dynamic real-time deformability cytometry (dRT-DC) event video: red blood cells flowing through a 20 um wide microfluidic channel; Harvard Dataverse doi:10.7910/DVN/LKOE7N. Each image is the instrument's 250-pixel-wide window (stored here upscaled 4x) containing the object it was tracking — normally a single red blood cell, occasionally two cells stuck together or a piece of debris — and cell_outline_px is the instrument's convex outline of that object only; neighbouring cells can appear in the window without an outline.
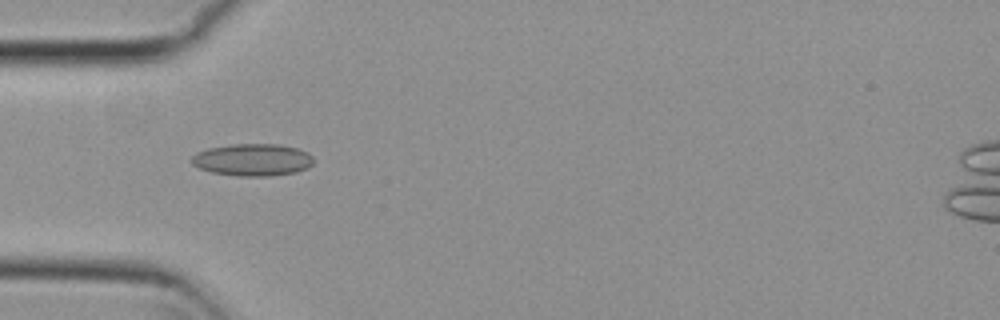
{"species": "common noctule bat (a hibernating species)", "species_latin": "Nyctalus noctula", "temperature_condition": "cold", "stored_images_in_passage": 38, "camera_frame_rate_fps": 3000, "um_per_image_px": 0.085, "animal": {"sex": "female", "body_mass_g": 29.2, "forearm_length_mm": 56.3}, "frame": {"image": 1, "passage_image": 1, "time_ms": 0.0, "image_size_px": [1000, 320], "cell_outline_px": [[312, 164], [308, 168], [296, 172], [268, 176], [236, 176], [212, 172], [200, 168], [192, 164], [192, 156], [196, 152], [208, 148], [232, 144], [280, 144], [296, 148], [308, 152], [312, 156]], "centroid_in_image_um": [21.47, 13.58], "position_along_channel_um": 63.5, "area_um2": 22.89}}
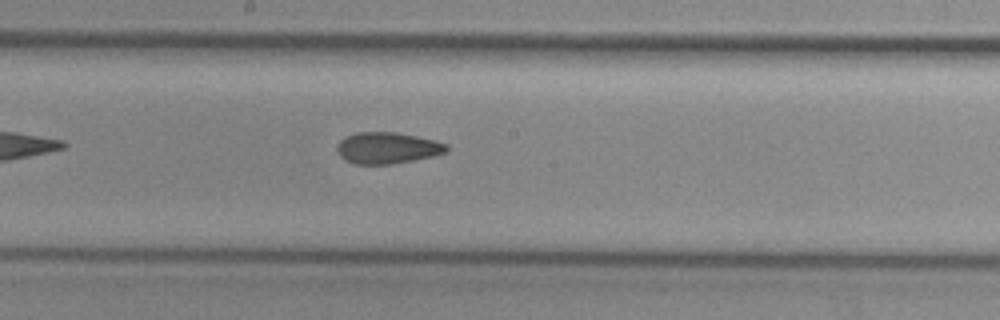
{"frame": {"image": 2, "passage_image": 13, "time_ms": 4.0, "image_size_px": [1000, 320], "cell_outline_px": [[448, 152], [432, 156], [392, 164], [356, 164], [344, 160], [340, 156], [336, 148], [336, 144], [344, 136], [356, 132], [396, 132], [416, 136], [448, 144]], "centroid_in_image_um": [32.88, 12.57], "position_along_channel_um": 215.3, "area_um2": 20.11}}
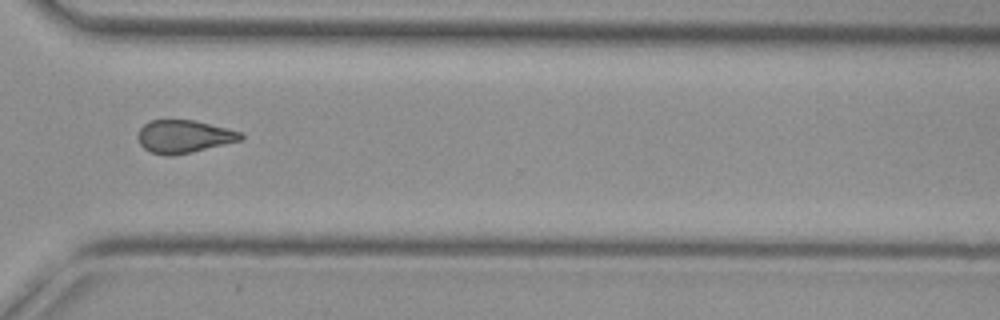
{"frame": {"image": 3, "passage_image": 24, "time_ms": 7.667, "image_size_px": [1000, 320], "cell_outline_px": [[244, 140], [192, 152], [172, 156], [164, 156], [152, 152], [144, 148], [140, 144], [136, 136], [140, 128], [148, 120], [196, 120], [240, 132], [244, 136]], "centroid_in_image_um": [15.62, 11.61], "position_along_channel_um": 355.0, "area_um2": 19.88}, "authors_computed_cell_mechanics": {"area_um2": 20.0566, "velocity_mm_per_s": 3.8151, "shape_relaxation_time_tau1_ms": null, "shape_relaxation_time_tau2_ms": 2.5128, "deformation_change_tau1": null, "deformation_change_tau2": 0.0857}}